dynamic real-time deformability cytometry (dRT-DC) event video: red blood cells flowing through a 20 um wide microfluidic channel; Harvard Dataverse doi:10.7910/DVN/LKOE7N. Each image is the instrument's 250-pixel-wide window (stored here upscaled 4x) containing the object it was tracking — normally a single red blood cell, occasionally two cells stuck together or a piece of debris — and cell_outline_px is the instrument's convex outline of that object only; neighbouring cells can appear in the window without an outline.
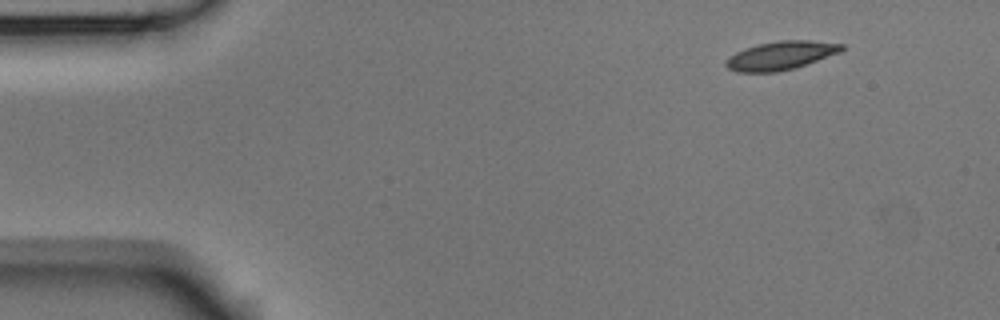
{"species": "Egyptian fruit bat (a non-hibernating species)", "species_latin": "Rousettus aegyptiacus", "temperature_condition": "room temperature", "stored_images_in_passage": 4, "camera_frame_rate_fps": 3000, "um_per_image_px": 0.085, "animal": {"sex": "male"}, "frame": {"image": 1, "passage_image": 1, "time_ms": 0.0, "image_size_px": [1000, 320], "cell_outline_px": [[844, 48], [840, 52], [796, 68], [776, 72], [736, 72], [728, 68], [724, 64], [728, 56], [744, 48], [760, 44], [780, 40], [808, 40], [844, 44]], "centroid_in_image_um": [66.35, 4.72], "position_along_channel_um": 18.7, "area_um2": 19.25}}
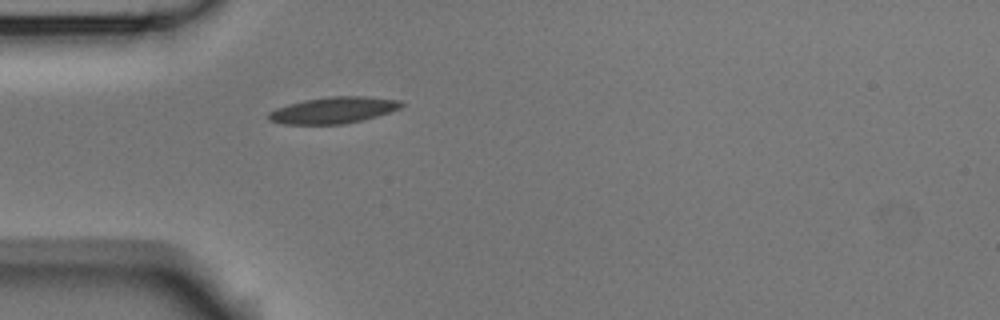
{"frame": {"image": 2, "passage_image": 4, "time_ms": 1.0, "image_size_px": [1000, 320], "cell_outline_px": [[404, 104], [400, 108], [376, 116], [344, 124], [284, 124], [268, 120], [268, 112], [276, 108], [288, 104], [304, 100], [328, 96], [368, 96], [400, 100]], "centroid_in_image_um": [28.32, 9.35], "position_along_channel_um": 56.7, "area_um2": 20.4}}